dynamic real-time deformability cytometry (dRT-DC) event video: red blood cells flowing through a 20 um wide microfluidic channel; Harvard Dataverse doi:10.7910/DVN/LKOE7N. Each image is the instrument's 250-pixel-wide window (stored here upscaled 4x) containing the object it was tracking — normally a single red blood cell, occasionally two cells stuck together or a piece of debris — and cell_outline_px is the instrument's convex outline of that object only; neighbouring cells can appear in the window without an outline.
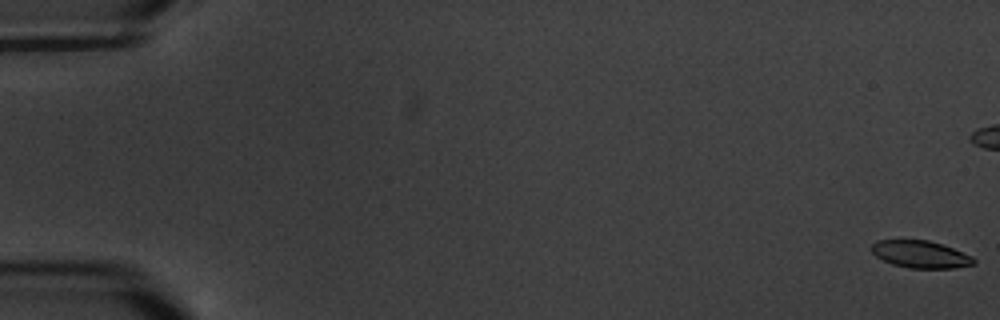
{"species": "common noctule bat (a hibernating species)", "species_latin": "Nyctalus noctula", "temperature_condition": "warm", "stored_images_in_passage": 8, "camera_frame_rate_fps": 3000, "um_per_image_px": 0.085, "animal": {"sex": "male", "body_mass_g": 20.1, "forearm_length_mm": 53.5}, "frame": {"image": 1, "passage_image": 1, "time_ms": 0.0, "image_size_px": [1000, 320], "cell_outline_px": [[976, 264], [956, 268], [908, 268], [892, 264], [876, 256], [868, 248], [876, 240], [928, 240], [952, 248], [972, 256], [976, 260]], "centroid_in_image_um": [78.23, 21.62], "position_along_channel_um": 6.8, "area_um2": 16.3}}
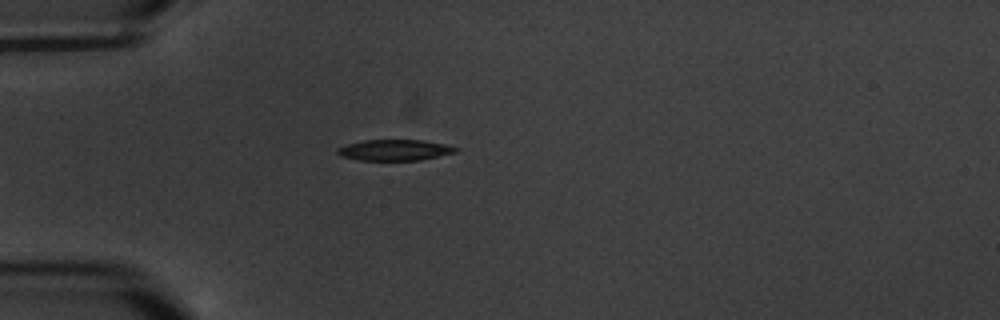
{"frame": {"image": 2, "passage_image": 6, "time_ms": 7.333, "image_size_px": [1000, 320], "cell_outline_px": [[460, 148], [456, 152], [420, 160], [360, 160], [340, 156], [336, 152], [336, 148], [348, 144], [364, 140], [424, 140], [444, 144]], "centroid_in_image_um": [33.54, 12.75], "position_along_channel_um": 51.5, "area_um2": 14.39}}